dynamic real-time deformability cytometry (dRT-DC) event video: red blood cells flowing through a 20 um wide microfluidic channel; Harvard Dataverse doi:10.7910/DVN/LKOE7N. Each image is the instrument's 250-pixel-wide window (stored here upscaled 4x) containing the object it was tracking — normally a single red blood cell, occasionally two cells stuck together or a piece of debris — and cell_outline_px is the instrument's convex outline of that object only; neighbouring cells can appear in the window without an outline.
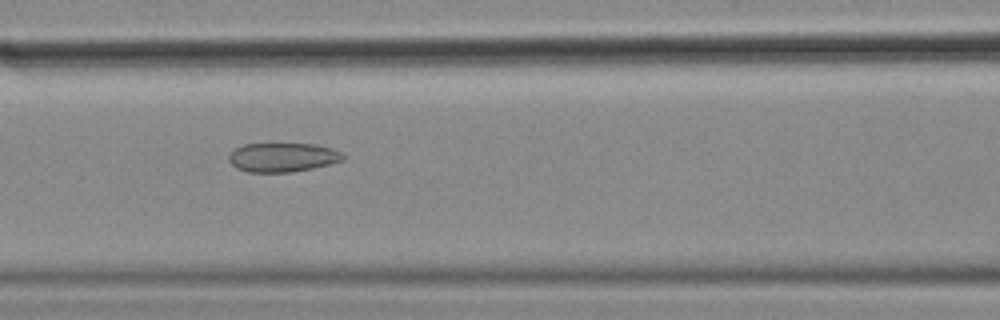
{"species": "common noctule bat (a hibernating species)", "species_latin": "Nyctalus noctula", "temperature_condition": "cold", "stored_images_in_passage": 56, "camera_frame_rate_fps": 3000, "um_per_image_px": 0.085, "animal": {"sex": "female", "body_mass_g": 18.4}, "frame": {"image": 1, "passage_image": 24, "time_ms": 7.667, "image_size_px": [1000, 320], "cell_outline_px": [[344, 160], [312, 168], [292, 172], [248, 172], [236, 168], [228, 160], [228, 156], [236, 148], [244, 144], [268, 140], [272, 140], [316, 144], [332, 148], [340, 152], [344, 156]], "centroid_in_image_um": [23.99, 13.31], "position_along_channel_um": 142.6, "area_um2": 20.35}}
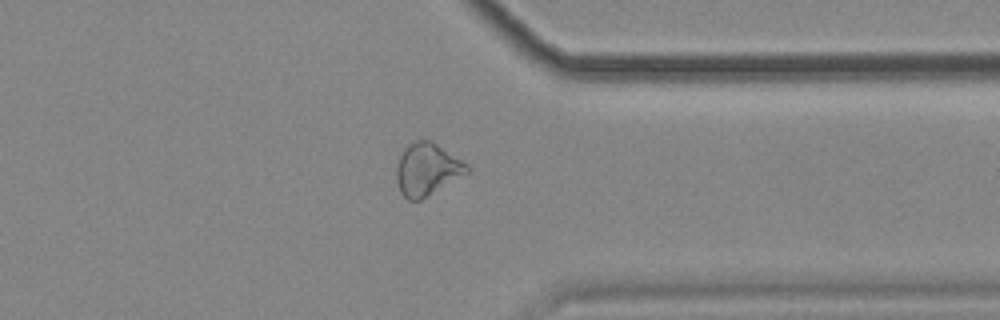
{"frame": {"image": 2, "passage_image": 44, "time_ms": 14.333, "image_size_px": [1000, 320], "cell_outline_px": [[472, 168], [468, 172], [420, 200], [408, 200], [400, 192], [396, 180], [396, 168], [400, 156], [404, 148], [408, 144], [416, 140], [432, 140], [468, 164]], "centroid_in_image_um": [36.29, 14.37], "position_along_channel_um": 375.1, "area_um2": 21.44}}
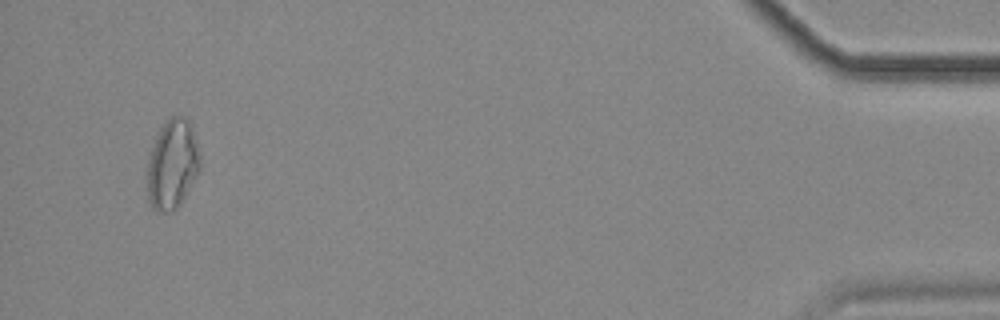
{"frame": {"image": 3, "passage_image": 54, "time_ms": 17.667, "image_size_px": [1000, 320], "cell_outline_px": [[200, 172], [180, 204], [172, 212], [160, 212], [152, 208], [148, 200], [148, 160], [152, 148], [160, 128], [172, 116], [184, 116], [192, 124], [200, 156]], "centroid_in_image_um": [14.68, 13.98], "position_along_channel_um": 420.5, "area_um2": 27.51}, "authors_computed_cell_mechanics": {"area_um2": 21.8484, "velocity_mm_per_s": 3.5407, "shape_relaxation_time_tau1_ms": null, "shape_relaxation_time_tau2_ms": 3.2687, "deformation_change_tau1": null, "deformation_change_tau2": 0.1113}}